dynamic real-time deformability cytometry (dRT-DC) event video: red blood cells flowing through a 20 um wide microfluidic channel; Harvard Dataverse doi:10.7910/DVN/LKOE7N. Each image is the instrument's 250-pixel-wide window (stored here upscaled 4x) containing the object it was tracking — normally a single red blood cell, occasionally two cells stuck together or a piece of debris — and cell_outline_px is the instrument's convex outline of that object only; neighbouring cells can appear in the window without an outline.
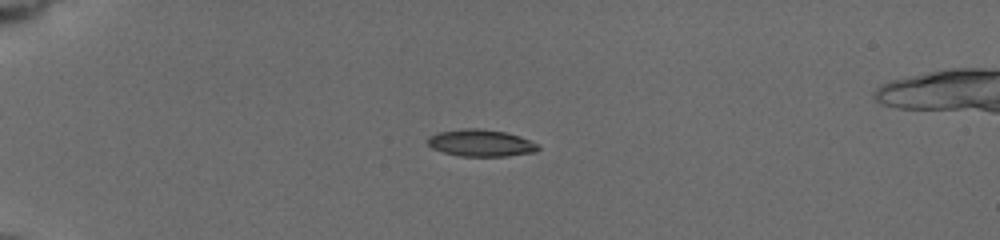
{"species": "common noctule bat (a hibernating species)", "species_latin": "Nyctalus noctula", "temperature_condition": "cold", "stored_images_in_passage": 57, "camera_frame_rate_fps": 3000, "um_per_image_px": 0.085, "animal": {"sex": "female", "body_mass_g": 19.5, "forearm_length_mm": 54.1}, "frame": {"image": 1, "passage_image": 17, "time_ms": 5.333, "image_size_px": [1000, 240], "cell_outline_px": [[540, 148], [536, 152], [504, 156], [460, 156], [444, 152], [432, 148], [428, 144], [428, 136], [440, 132], [464, 128], [480, 128], [504, 132], [520, 136], [536, 144]], "centroid_in_image_um": [40.86, 12.15], "position_along_channel_um": 44.1, "area_um2": 17.17}}
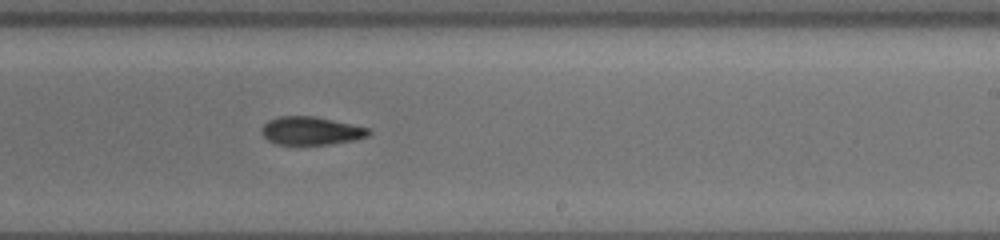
{"frame": {"image": 2, "passage_image": 38, "time_ms": 12.333, "image_size_px": [1000, 240], "cell_outline_px": [[372, 132], [368, 136], [352, 140], [328, 144], [276, 144], [268, 140], [264, 136], [264, 124], [268, 120], [280, 116], [312, 116], [332, 120], [368, 128]], "centroid_in_image_um": [26.44, 11.11], "position_along_channel_um": 262.6, "area_um2": 17.11}}
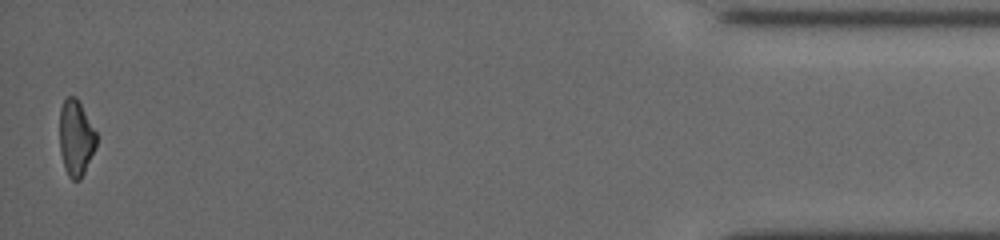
{"frame": {"image": 3, "passage_image": 57, "time_ms": 18.667, "image_size_px": [1000, 240], "cell_outline_px": [[96, 148], [80, 180], [72, 180], [68, 176], [64, 168], [60, 152], [60, 108], [64, 100], [68, 96], [76, 96], [96, 132]], "centroid_in_image_um": [6.44, 11.74], "position_along_channel_um": 428.8, "area_um2": 16.24}, "authors_computed_cell_mechanics": {"area_um2": 17.1088, "velocity_mm_per_s": 3.7827, "shape_relaxation_time_tau1_ms": 9.3361, "shape_relaxation_time_tau2_ms": 4.1545, "deformation_change_tau1": 0.2312, "deformation_change_tau2": 0.1147}}